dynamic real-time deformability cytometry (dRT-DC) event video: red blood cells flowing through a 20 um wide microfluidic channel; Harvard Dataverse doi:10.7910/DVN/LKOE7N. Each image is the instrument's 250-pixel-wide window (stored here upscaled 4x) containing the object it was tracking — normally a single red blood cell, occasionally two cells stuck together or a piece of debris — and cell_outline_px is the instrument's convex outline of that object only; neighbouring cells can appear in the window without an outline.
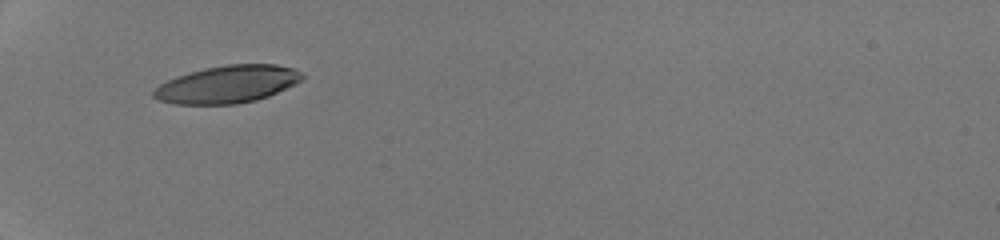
{"species": "human", "species_latin": "Homo sapiens", "temperature_condition": "room temperature", "stored_images_in_passage": 32, "camera_frame_rate_fps": 3000, "um_per_image_px": 0.085, "donor": {"sex": "male"}, "frame": {"image": 1, "passage_image": 1, "time_ms": 0.0, "image_size_px": [1000, 240], "cell_outline_px": [[304, 76], [296, 84], [268, 96], [256, 100], [236, 104], [176, 104], [160, 100], [152, 96], [152, 92], [160, 84], [176, 76], [204, 68], [228, 64], [276, 64], [292, 68], [300, 72]], "centroid_in_image_um": [19.33, 7.16], "position_along_channel_um": 65.7, "area_um2": 32.25}}
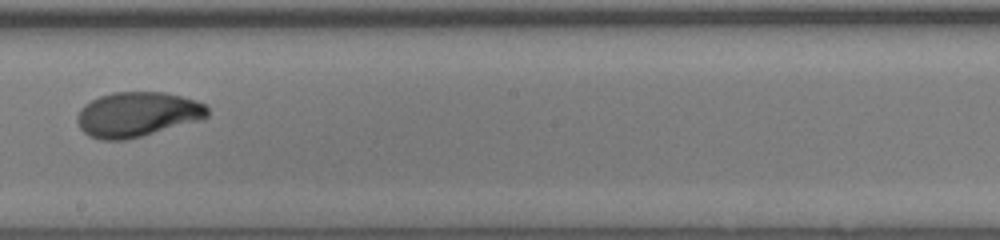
{"frame": {"image": 2, "passage_image": 14, "time_ms": 4.333, "image_size_px": [1000, 240], "cell_outline_px": [[208, 116], [200, 120], [140, 136], [124, 140], [100, 140], [88, 136], [80, 128], [76, 120], [76, 116], [80, 108], [84, 104], [100, 96], [112, 92], [164, 92], [180, 96], [204, 104], [208, 108]], "centroid_in_image_um": [11.61, 9.72], "position_along_channel_um": 236.6, "area_um2": 33.87}}
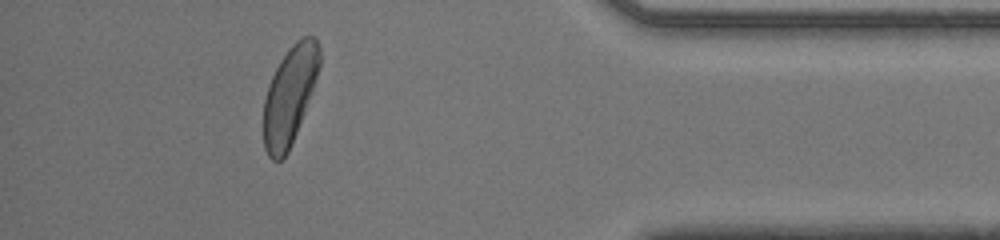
{"frame": {"image": 3, "passage_image": 28, "time_ms": 9.0, "image_size_px": [1000, 240], "cell_outline_px": [[320, 64], [312, 88], [296, 132], [288, 152], [280, 160], [272, 160], [268, 156], [264, 148], [264, 100], [272, 76], [280, 60], [288, 48], [296, 40], [304, 36], [316, 36], [320, 48]], "centroid_in_image_um": [24.61, 8.07], "position_along_channel_um": 410.6, "area_um2": 31.33}, "authors_computed_cell_mechanics": {"area_um2": 33.8419, "velocity_mm_per_s": 4.3061, "shape_relaxation_time_tau1_ms": 3.3658, "shape_relaxation_time_tau2_ms": 0.9288, "deformation_change_tau1": 0.1842, "deformation_change_tau2": 0.0466}}